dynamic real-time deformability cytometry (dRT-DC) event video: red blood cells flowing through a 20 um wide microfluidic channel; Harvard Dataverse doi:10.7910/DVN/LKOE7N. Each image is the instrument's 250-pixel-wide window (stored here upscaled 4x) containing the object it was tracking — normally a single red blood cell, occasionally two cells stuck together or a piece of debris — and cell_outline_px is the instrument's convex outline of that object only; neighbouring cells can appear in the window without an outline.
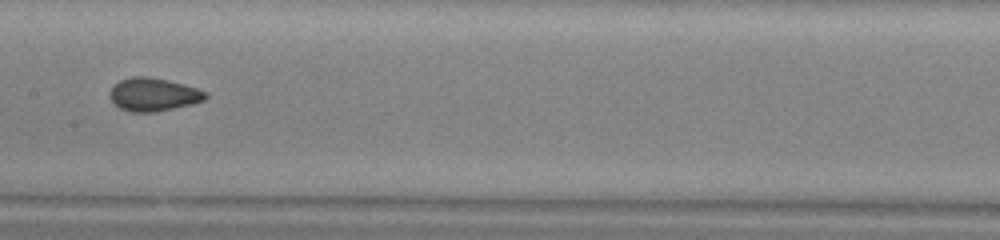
{"species": "common noctule bat (a hibernating species)", "species_latin": "Nyctalus noctula", "temperature_condition": "warm", "stored_images_in_passage": 36, "camera_frame_rate_fps": 3000, "um_per_image_px": 0.085, "animal": {"sex": "male", "body_mass_g": 13.0, "forearm_length_mm": 53.1}, "frame": {"image": 1, "passage_image": 11, "time_ms": 3.333, "image_size_px": [1000, 240], "cell_outline_px": [[208, 96], [204, 100], [192, 104], [156, 112], [132, 112], [120, 108], [108, 96], [108, 92], [120, 80], [132, 76], [148, 76], [168, 80], [184, 84], [208, 92]], "centroid_in_image_um": [13.05, 8.03], "position_along_channel_um": 194.4, "area_um2": 18.55}, "authors_computed_cell_mechanics": {"area_um2": 18.0625, "velocity_mm_per_s": 4.1717, "shape_relaxation_time_tau1_ms": null, "shape_relaxation_time_tau2_ms": 1.6228, "deformation_change_tau1": null, "deformation_change_tau2": 0.069}}